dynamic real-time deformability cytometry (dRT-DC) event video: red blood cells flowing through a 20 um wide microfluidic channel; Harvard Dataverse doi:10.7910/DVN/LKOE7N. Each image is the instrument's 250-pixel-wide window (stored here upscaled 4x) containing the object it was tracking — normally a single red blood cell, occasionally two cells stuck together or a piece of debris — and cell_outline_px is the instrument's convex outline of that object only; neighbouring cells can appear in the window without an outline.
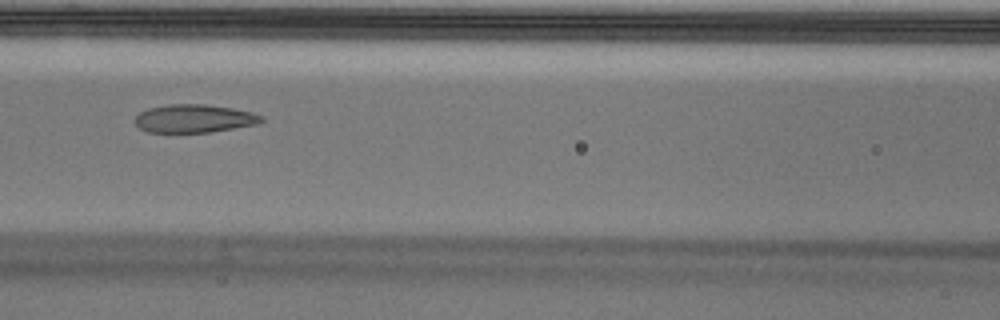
{"species": "Egyptian fruit bat (a non-hibernating species)", "species_latin": "Rousettus aegyptiacus", "temperature_condition": "cold", "stored_images_in_passage": 57, "camera_frame_rate_fps": 3000, "um_per_image_px": 0.085, "animal": {"sex": "male"}, "frame": {"image": 1, "passage_image": 25, "time_ms": 8.0, "image_size_px": [1000, 320], "cell_outline_px": [[264, 120], [260, 124], [212, 132], [148, 132], [140, 128], [132, 120], [140, 112], [148, 108], [168, 104], [204, 104], [232, 108], [252, 112], [264, 116]], "centroid_in_image_um": [16.53, 10.07], "position_along_channel_um": 150.1, "area_um2": 20.98}}
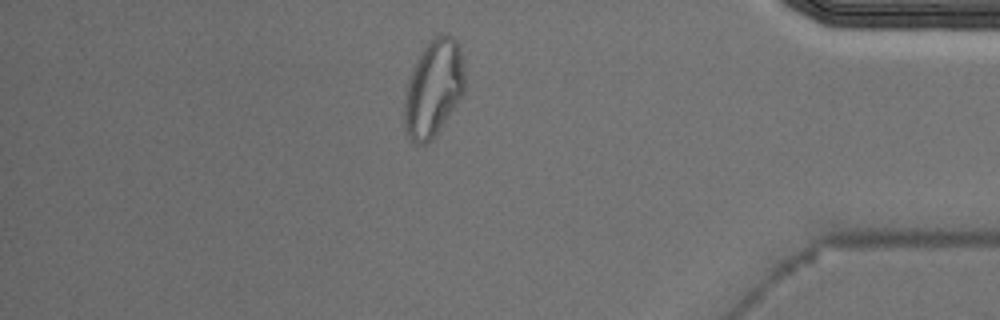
{"frame": {"image": 2, "passage_image": 49, "time_ms": 16.0, "image_size_px": [1000, 320], "cell_outline_px": [[464, 92], [432, 140], [428, 144], [416, 144], [412, 140], [404, 128], [404, 92], [412, 72], [424, 48], [436, 36], [452, 36], [460, 44], [464, 76]], "centroid_in_image_um": [36.84, 7.55], "position_along_channel_um": 398.4, "area_um2": 33.47}, "authors_computed_cell_mechanics": {"area_um2": 22.831, "velocity_mm_per_s": 3.5132, "shape_relaxation_time_tau1_ms": null, "shape_relaxation_time_tau2_ms": 1.8508, "deformation_change_tau1": null, "deformation_change_tau2": 0.0871}}